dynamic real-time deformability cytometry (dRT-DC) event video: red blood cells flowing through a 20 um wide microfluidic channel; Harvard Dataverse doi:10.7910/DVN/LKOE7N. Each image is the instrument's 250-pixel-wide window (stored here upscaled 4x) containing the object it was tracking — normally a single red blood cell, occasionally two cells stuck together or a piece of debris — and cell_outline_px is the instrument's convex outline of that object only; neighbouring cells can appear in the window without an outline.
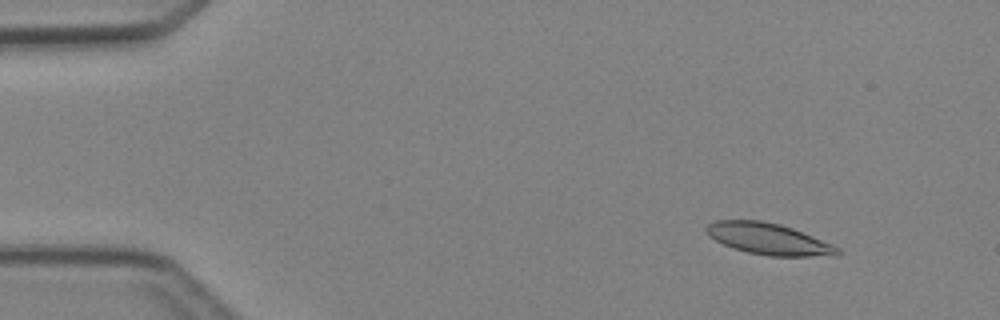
{"species": "Egyptian fruit bat (a non-hibernating species)", "species_latin": "Rousettus aegyptiacus", "temperature_condition": "cold", "stored_images_in_passage": 4, "segment_of_instrument_passage": [2, 2], "camera_frame_rate_fps": 3000, "um_per_image_px": 0.085, "animal": {"sex": "female"}, "frame": {"image": 1, "passage_image": 4, "time_ms": 4.667, "image_size_px": [1000, 320], "cell_outline_px": [[840, 252], [836, 256], [768, 256], [748, 252], [732, 248], [708, 236], [704, 228], [708, 224], [716, 220], [760, 220], [780, 224], [792, 228], [832, 244], [840, 248]], "centroid_in_image_um": [65.32, 20.31], "position_along_channel_um": 19.7, "area_um2": 23.99}}